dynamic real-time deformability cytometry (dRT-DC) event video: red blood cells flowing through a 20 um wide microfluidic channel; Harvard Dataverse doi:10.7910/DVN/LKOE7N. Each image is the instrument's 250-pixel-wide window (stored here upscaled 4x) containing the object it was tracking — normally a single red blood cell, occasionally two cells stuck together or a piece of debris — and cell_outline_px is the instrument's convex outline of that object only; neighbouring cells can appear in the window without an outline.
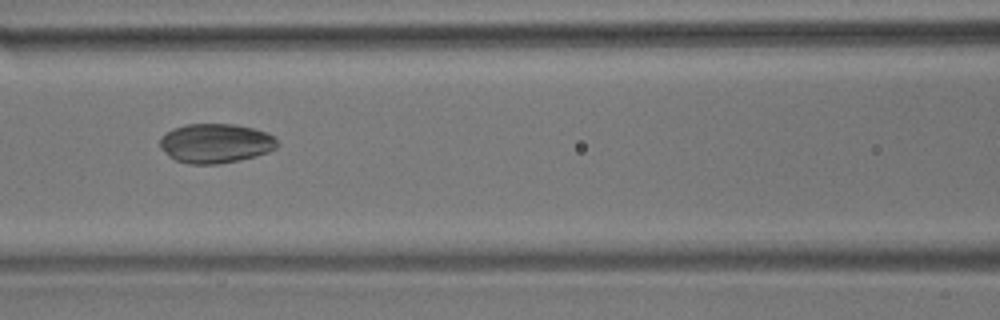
{"species": "common noctule bat (a hibernating species)", "species_latin": "Nyctalus noctula", "temperature_condition": "room temperature", "stored_images_in_passage": 8, "camera_frame_rate_fps": 3000, "um_per_image_px": 0.085, "animal": {"sex": "male", "body_mass_g": 17.9}, "frame": {"image": 1, "passage_image": 8, "time_ms": 8.0, "image_size_px": [1000, 320], "cell_outline_px": [[276, 148], [268, 152], [256, 156], [240, 160], [220, 164], [188, 164], [176, 160], [168, 156], [160, 148], [160, 136], [172, 128], [188, 124], [236, 124], [268, 132], [276, 140]], "centroid_in_image_um": [18.29, 12.18], "position_along_channel_um": 148.3, "area_um2": 27.11}}